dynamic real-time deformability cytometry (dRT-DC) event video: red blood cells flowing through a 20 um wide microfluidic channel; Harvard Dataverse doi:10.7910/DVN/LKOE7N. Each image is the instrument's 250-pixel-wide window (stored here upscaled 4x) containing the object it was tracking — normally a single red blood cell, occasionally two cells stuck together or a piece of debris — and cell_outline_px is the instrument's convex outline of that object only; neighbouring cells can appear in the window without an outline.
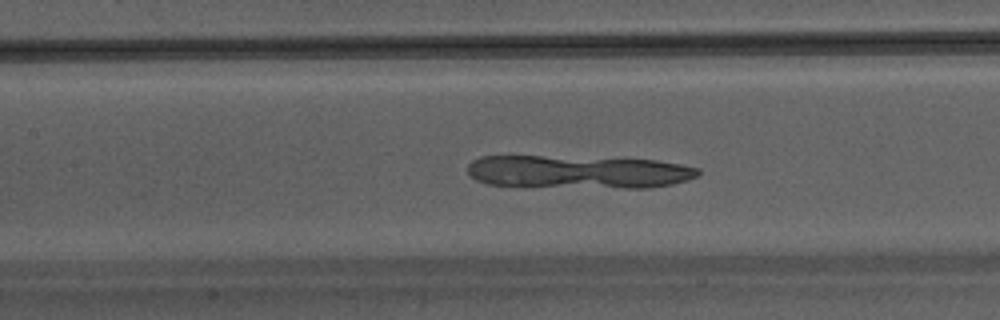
{"species": "Egyptian fruit bat (a non-hibernating species)", "species_latin": "Rousettus aegyptiacus", "temperature_condition": "warm", "stored_images_in_passage": 35, "camera_frame_rate_fps": 3000, "um_per_image_px": 0.085, "animal": {"sex": "male"}, "frame": {"image": 1, "passage_image": 11, "time_ms": 3.333, "image_size_px": [1000, 320], "cell_outline_px": [[700, 172], [696, 176], [688, 180], [672, 184], [648, 188], [624, 188], [488, 184], [476, 180], [468, 172], [468, 164], [472, 160], [480, 156], [540, 156], [656, 160], [680, 164], [700, 168]], "centroid_in_image_um": [49.18, 14.6], "position_along_channel_um": 158.2, "area_um2": 43.99}}
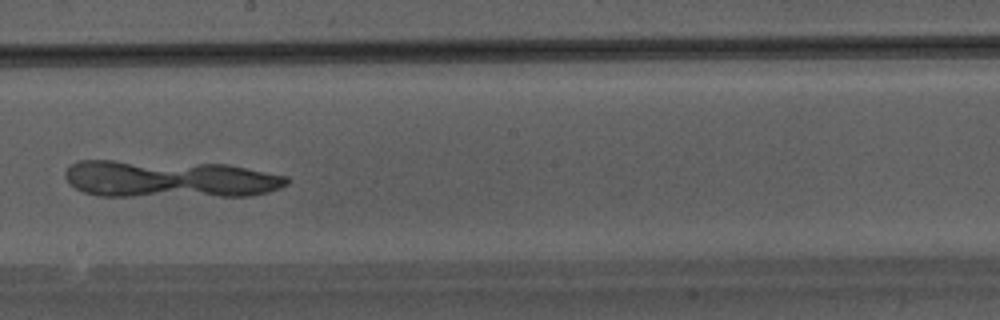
{"frame": {"image": 2, "passage_image": 16, "time_ms": 5.0, "image_size_px": [1000, 320], "cell_outline_px": [[288, 184], [280, 188], [268, 192], [252, 196], [100, 196], [84, 192], [68, 184], [64, 176], [64, 172], [72, 164], [80, 160], [112, 160], [228, 164], [288, 176]], "centroid_in_image_um": [14.42, 15.22], "position_along_channel_um": 233.8, "area_um2": 48.73}}
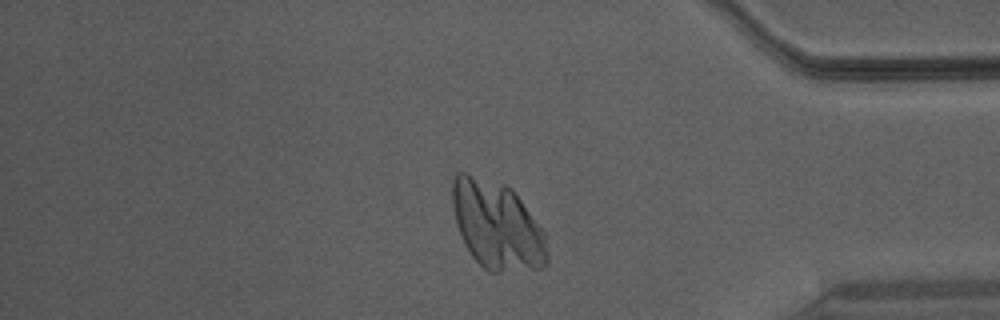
{"frame": {"image": 3, "passage_image": 28, "time_ms": 9.0, "image_size_px": [1000, 320], "cell_outline_px": [[548, 264], [540, 268], [500, 272], [488, 272], [472, 256], [456, 224], [452, 204], [452, 180], [456, 172], [464, 172], [504, 184], [512, 188], [544, 232], [548, 256]], "centroid_in_image_um": [42.24, 19.15], "position_along_channel_um": 393.0, "area_um2": 48.61}}